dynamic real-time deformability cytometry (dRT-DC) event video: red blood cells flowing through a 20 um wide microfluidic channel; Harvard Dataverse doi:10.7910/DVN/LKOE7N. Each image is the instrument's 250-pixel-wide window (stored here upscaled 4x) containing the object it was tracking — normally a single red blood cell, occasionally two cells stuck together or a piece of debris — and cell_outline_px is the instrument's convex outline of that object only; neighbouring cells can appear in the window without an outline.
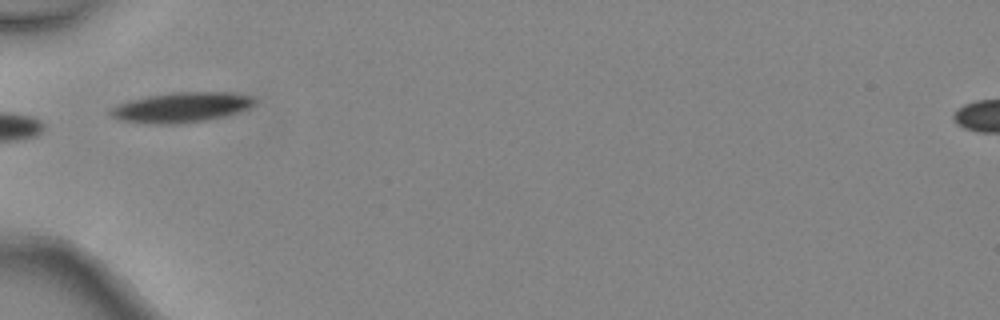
{"species": "common noctule bat (a hibernating species)", "species_latin": "Nyctalus noctula", "temperature_condition": "warm", "stored_images_in_passage": 6, "camera_frame_rate_fps": 3000, "um_per_image_px": 0.085, "animal": {"sex": "female", "body_mass_g": 24.6, "forearm_length_mm": 56.2}, "frame": {"image": 1, "passage_image": 5, "time_ms": 1.333, "image_size_px": [1000, 320], "cell_outline_px": [[256, 104], [240, 112], [208, 120], [180, 124], [144, 124], [116, 120], [108, 112], [112, 108], [128, 100], [148, 96], [176, 92], [232, 92], [248, 96], [256, 100]], "centroid_in_image_um": [15.4, 9.14], "position_along_channel_um": 69.6, "area_um2": 25.49}}
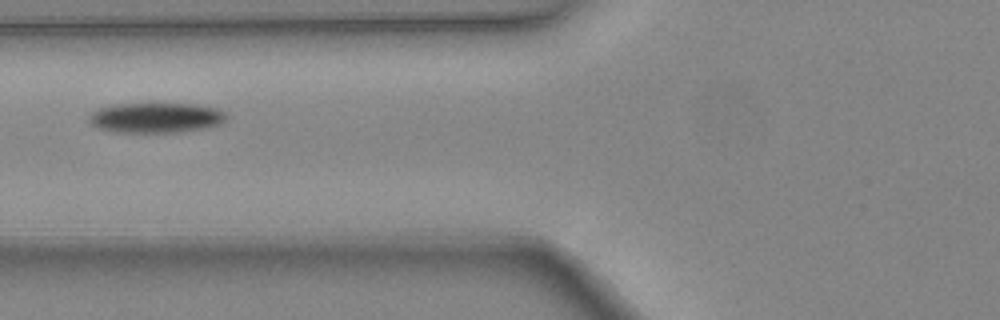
{"frame": {"image": 2, "passage_image": 6, "time_ms": 1.667, "image_size_px": [1000, 320], "cell_outline_px": [[228, 116], [220, 124], [200, 128], [176, 132], [112, 132], [100, 128], [92, 124], [88, 120], [88, 116], [96, 108], [116, 104], [196, 104], [220, 108], [228, 112]], "centroid_in_image_um": [13.26, 9.99], "position_along_channel_um": 112.5, "area_um2": 24.16}}